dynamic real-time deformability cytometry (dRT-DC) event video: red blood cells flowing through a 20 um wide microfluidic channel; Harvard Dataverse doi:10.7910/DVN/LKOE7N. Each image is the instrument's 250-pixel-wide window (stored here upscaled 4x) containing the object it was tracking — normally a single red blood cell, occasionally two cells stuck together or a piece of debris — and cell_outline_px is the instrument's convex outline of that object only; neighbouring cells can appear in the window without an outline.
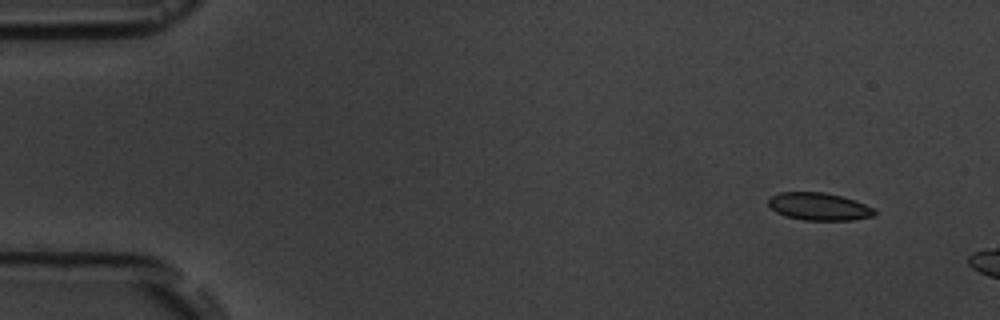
{"species": "common noctule bat (a hibernating species)", "species_latin": "Nyctalus noctula", "temperature_condition": "room temperature", "stored_images_in_passage": 4, "camera_frame_rate_fps": 3000, "um_per_image_px": 0.085, "animal": {"sex": "male", "body_mass_g": 19.5, "forearm_length_mm": 54.6}, "frame": {"image": 1, "passage_image": 2, "time_ms": 1.0, "image_size_px": [1000, 320], "cell_outline_px": [[876, 216], [852, 220], [804, 220], [784, 216], [776, 212], [768, 204], [768, 200], [772, 196], [780, 192], [824, 192], [840, 196], [876, 208]], "centroid_in_image_um": [69.63, 17.56], "position_along_channel_um": 15.4, "area_um2": 17.05}}